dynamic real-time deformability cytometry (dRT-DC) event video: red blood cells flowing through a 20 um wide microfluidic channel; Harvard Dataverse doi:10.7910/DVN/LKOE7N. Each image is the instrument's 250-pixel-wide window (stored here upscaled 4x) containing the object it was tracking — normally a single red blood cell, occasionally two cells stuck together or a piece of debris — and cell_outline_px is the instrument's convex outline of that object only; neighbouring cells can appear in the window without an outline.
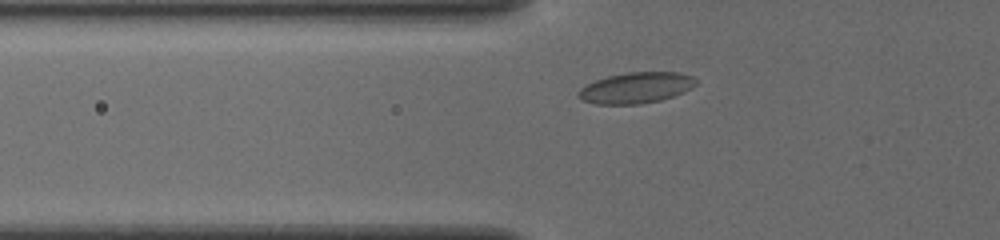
{"species": "common noctule bat (a hibernating species)", "species_latin": "Nyctalus noctula", "temperature_condition": "cold", "stored_images_in_passage": 39, "camera_frame_rate_fps": 3000, "um_per_image_px": 0.085, "animal": {"sex": "female", "body_mass_g": 19.5, "forearm_length_mm": 54.1}, "frame": {"image": 1, "passage_image": 5, "time_ms": 1.333, "image_size_px": [1000, 240], "cell_outline_px": [[696, 84], [692, 88], [684, 92], [660, 100], [640, 104], [596, 104], [580, 100], [576, 96], [576, 92], [580, 88], [596, 80], [608, 76], [628, 72], [680, 72], [692, 76], [696, 80]], "centroid_in_image_um": [54.04, 7.46], "position_along_channel_um": 71.8, "area_um2": 21.27}}
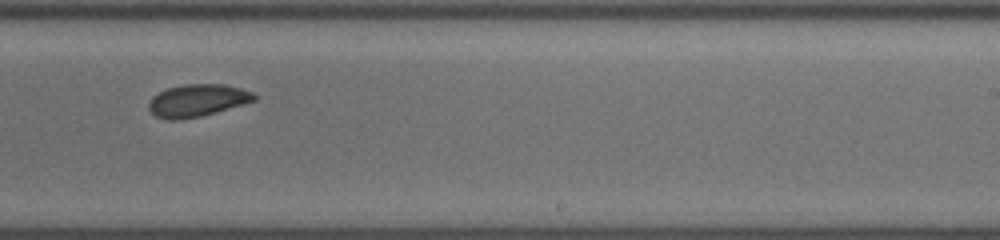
{"frame": {"image": 2, "passage_image": 21, "time_ms": 6.667, "image_size_px": [1000, 240], "cell_outline_px": [[256, 100], [200, 116], [176, 120], [168, 120], [156, 116], [148, 108], [148, 104], [152, 96], [168, 88], [184, 84], [224, 84], [240, 88], [252, 92], [256, 96]], "centroid_in_image_um": [16.75, 8.53], "position_along_channel_um": 272.3, "area_um2": 19.59}}
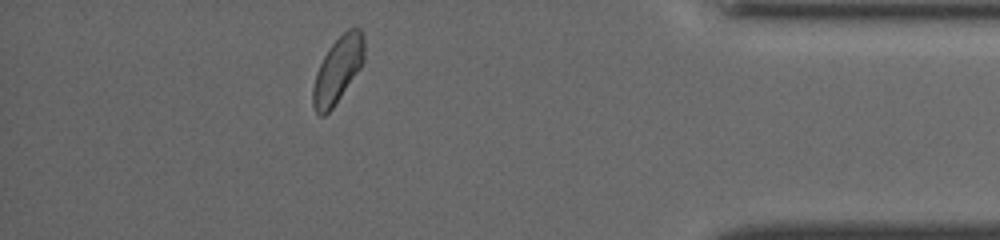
{"frame": {"image": 3, "passage_image": 34, "time_ms": 11.0, "image_size_px": [1000, 240], "cell_outline_px": [[364, 60], [360, 68], [332, 108], [324, 116], [320, 116], [316, 112], [312, 104], [312, 88], [316, 72], [324, 56], [332, 44], [348, 28], [360, 28], [364, 36]], "centroid_in_image_um": [28.7, 5.94], "position_along_channel_um": 406.5, "area_um2": 19.48}}